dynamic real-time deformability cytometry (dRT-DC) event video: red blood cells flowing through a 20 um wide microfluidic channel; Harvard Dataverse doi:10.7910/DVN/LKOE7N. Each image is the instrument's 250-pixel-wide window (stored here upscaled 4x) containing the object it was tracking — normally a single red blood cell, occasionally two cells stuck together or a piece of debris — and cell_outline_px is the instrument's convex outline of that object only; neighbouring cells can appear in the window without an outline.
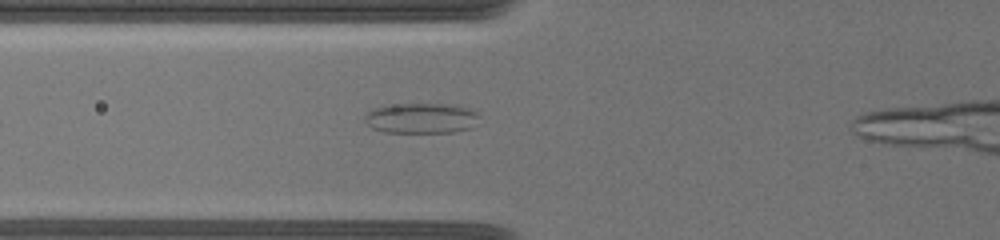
{"species": "common noctule bat (a hibernating species)", "species_latin": "Nyctalus noctula", "temperature_condition": "warm", "stored_images_in_passage": 37, "camera_frame_rate_fps": 3000, "um_per_image_px": 0.085, "animal": {"sex": "female", "body_mass_g": 19.5, "forearm_length_mm": 54.1}, "frame": {"image": 1, "passage_image": 7, "time_ms": 2.0, "image_size_px": [1000, 240], "cell_outline_px": [[480, 116], [468, 128], [456, 132], [384, 132], [372, 128], [364, 120], [364, 116], [372, 108], [404, 104], [444, 104], [468, 108], [476, 112]], "centroid_in_image_um": [35.77, 10.05], "position_along_channel_um": 90.0, "area_um2": 19.88}}
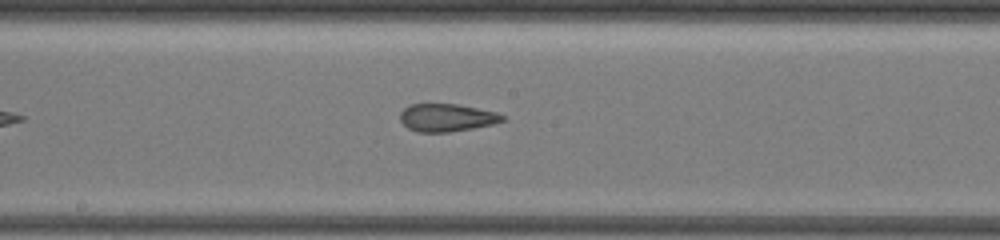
{"frame": {"image": 2, "passage_image": 17, "time_ms": 5.333, "image_size_px": [1000, 240], "cell_outline_px": [[504, 120], [492, 124], [472, 128], [448, 132], [416, 132], [408, 128], [400, 120], [400, 112], [408, 104], [460, 104], [496, 112], [504, 116]], "centroid_in_image_um": [37.94, 9.99], "position_along_channel_um": 210.3, "area_um2": 16.53}}
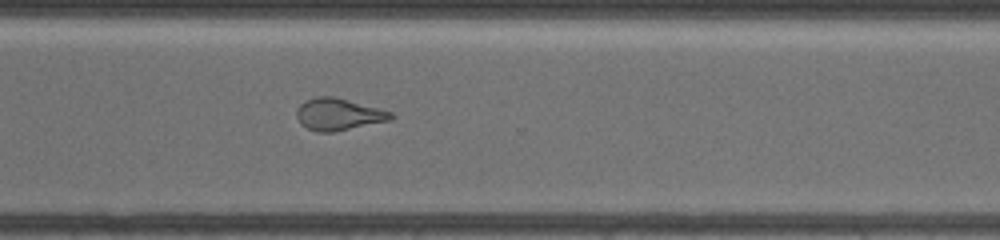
{"frame": {"image": 3, "passage_image": 28, "time_ms": 9.0, "image_size_px": [1000, 240], "cell_outline_px": [[396, 116], [392, 120], [332, 132], [316, 132], [300, 124], [296, 116], [296, 108], [304, 100], [316, 96], [336, 96], [392, 112]], "centroid_in_image_um": [28.76, 9.7], "position_along_channel_um": 341.8, "area_um2": 17.8}}